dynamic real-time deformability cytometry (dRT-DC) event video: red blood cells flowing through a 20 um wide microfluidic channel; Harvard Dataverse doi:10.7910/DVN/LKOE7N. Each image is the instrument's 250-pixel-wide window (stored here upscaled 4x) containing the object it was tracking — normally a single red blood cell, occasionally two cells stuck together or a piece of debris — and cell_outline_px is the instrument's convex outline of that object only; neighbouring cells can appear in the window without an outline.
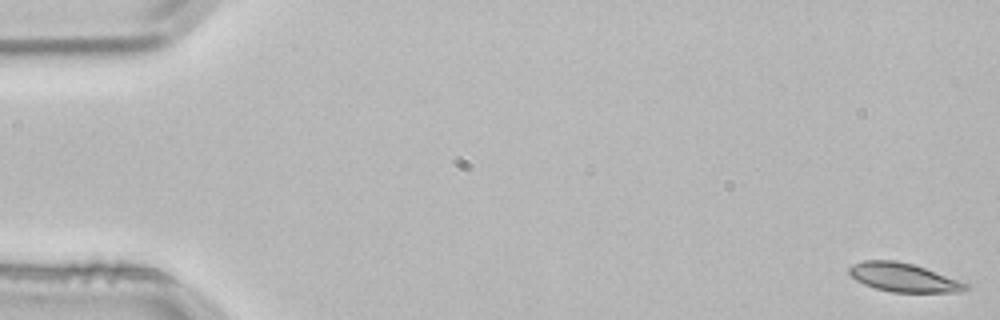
{"species": "common noctule bat (a hibernating species)", "species_latin": "Nyctalus noctula", "temperature_condition": "room temperature", "stored_images_in_passage": 4, "camera_frame_rate_fps": 3000, "um_per_image_px": 0.085, "animal": {"sex": "male", "body_mass_g": 21.5, "forearm_length_mm": 52.0}, "frame": {"image": 1, "passage_image": 1, "time_ms": 0.0, "image_size_px": [1000, 320], "cell_outline_px": [[968, 288], [960, 292], [892, 292], [876, 288], [864, 284], [856, 280], [848, 272], [848, 268], [852, 264], [864, 260], [892, 260], [912, 264], [968, 280]], "centroid_in_image_um": [76.9, 23.58], "position_along_channel_um": 8.1, "area_um2": 19.88}}